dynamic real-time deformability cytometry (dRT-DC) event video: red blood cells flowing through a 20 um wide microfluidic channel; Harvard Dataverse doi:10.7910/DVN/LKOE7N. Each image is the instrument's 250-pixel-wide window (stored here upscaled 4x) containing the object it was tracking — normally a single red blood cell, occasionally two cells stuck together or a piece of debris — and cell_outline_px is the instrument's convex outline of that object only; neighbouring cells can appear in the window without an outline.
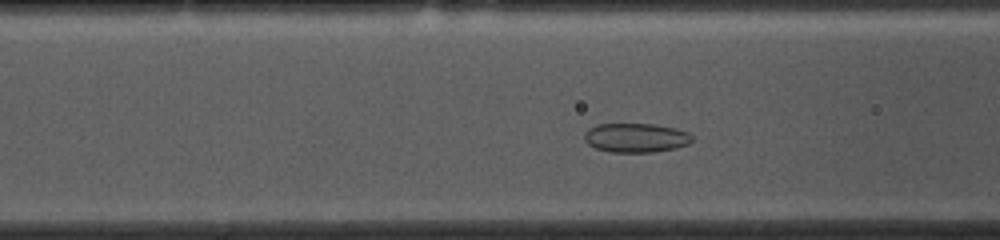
{"species": "common noctule bat (a hibernating species)", "species_latin": "Nyctalus noctula", "temperature_condition": "cold", "stored_images_in_passage": 40, "camera_frame_rate_fps": 3000, "um_per_image_px": 0.085, "animal": {"sex": "female", "body_mass_g": 10.0, "forearm_length_mm": 53.1}, "frame": {"image": 1, "passage_image": 13, "time_ms": 4.0, "image_size_px": [1000, 240], "cell_outline_px": [[692, 140], [688, 144], [676, 148], [652, 152], [612, 152], [596, 148], [588, 144], [584, 140], [584, 136], [588, 128], [596, 124], [652, 124], [676, 128], [688, 132], [692, 136]], "centroid_in_image_um": [54.04, 11.7], "position_along_channel_um": 112.6, "area_um2": 18.32}}
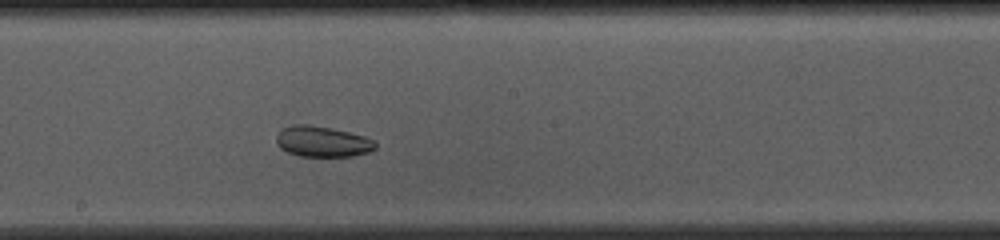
{"frame": {"image": 2, "passage_image": 22, "time_ms": 7.0, "image_size_px": [1000, 240], "cell_outline_px": [[376, 148], [368, 152], [352, 156], [300, 156], [288, 152], [280, 148], [276, 144], [276, 136], [280, 128], [292, 124], [308, 124], [332, 128], [364, 136], [372, 140], [376, 144]], "centroid_in_image_um": [27.35, 12.02], "position_along_channel_um": 220.9, "area_um2": 17.8}}
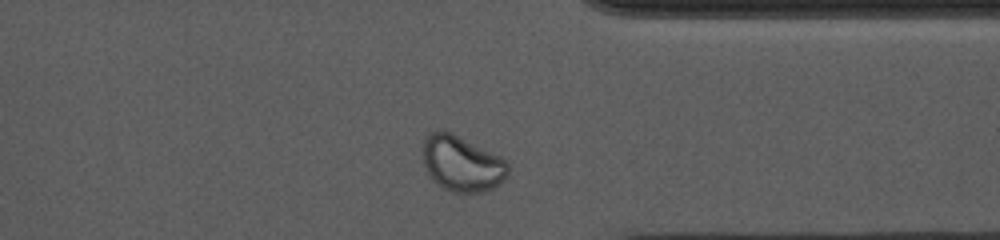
{"frame": {"image": 3, "passage_image": 35, "time_ms": 11.333, "image_size_px": [1000, 240], "cell_outline_px": [[508, 172], [504, 180], [496, 188], [480, 192], [452, 192], [436, 184], [432, 180], [424, 164], [420, 152], [424, 136], [436, 128], [440, 128], [452, 132], [500, 156], [508, 164]], "centroid_in_image_um": [39.2, 13.87], "position_along_channel_um": 372.2, "area_um2": 28.26}}